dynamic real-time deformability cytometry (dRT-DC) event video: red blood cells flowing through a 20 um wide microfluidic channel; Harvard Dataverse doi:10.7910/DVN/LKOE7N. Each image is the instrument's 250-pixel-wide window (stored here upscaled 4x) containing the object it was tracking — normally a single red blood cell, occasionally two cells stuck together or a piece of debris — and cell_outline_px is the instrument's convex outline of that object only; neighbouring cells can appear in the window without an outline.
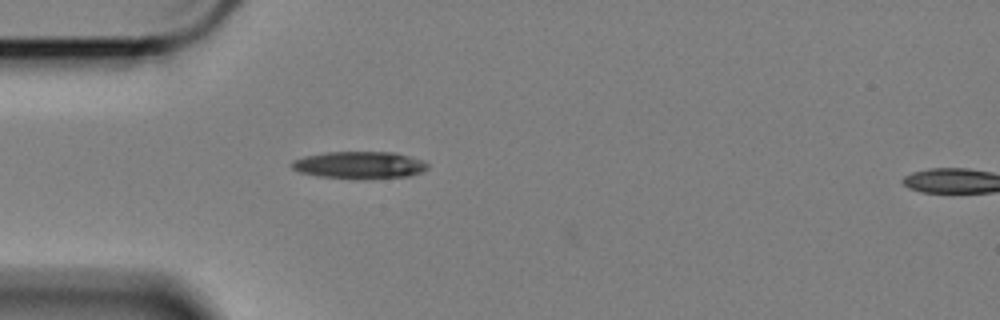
{"species": "Egyptian fruit bat (a non-hibernating species)", "species_latin": "Rousettus aegyptiacus", "temperature_condition": "cold", "stored_images_in_passage": 5, "camera_frame_rate_fps": 3000, "um_per_image_px": 0.085, "animal": {"sex": "female"}, "frame": {"image": 1, "passage_image": 4, "time_ms": 1.0, "image_size_px": [1000, 320], "cell_outline_px": [[428, 168], [424, 172], [408, 176], [320, 176], [300, 172], [292, 168], [292, 160], [304, 156], [328, 152], [392, 152], [424, 160], [428, 164]], "centroid_in_image_um": [30.57, 13.98], "position_along_channel_um": 54.4, "area_um2": 20.46}}